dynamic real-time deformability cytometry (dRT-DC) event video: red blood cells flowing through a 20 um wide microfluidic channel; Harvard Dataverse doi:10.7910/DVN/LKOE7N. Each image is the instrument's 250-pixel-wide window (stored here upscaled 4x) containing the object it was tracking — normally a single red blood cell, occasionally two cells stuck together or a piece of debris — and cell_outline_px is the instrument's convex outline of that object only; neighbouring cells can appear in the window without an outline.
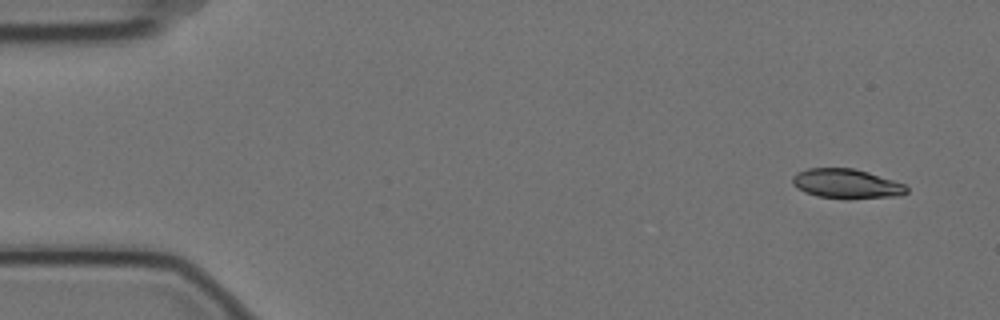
{"species": "Egyptian fruit bat (a non-hibernating species)", "species_latin": "Rousettus aegyptiacus", "temperature_condition": "cold", "stored_images_in_passage": 5, "camera_frame_rate_fps": 3000, "um_per_image_px": 0.085, "animal": {"sex": "female"}, "frame": {"image": 1, "passage_image": 1, "time_ms": 0.0, "image_size_px": [1000, 320], "cell_outline_px": [[908, 192], [900, 196], [848, 200], [816, 196], [804, 192], [796, 188], [792, 184], [792, 176], [796, 172], [808, 168], [852, 168], [868, 172], [904, 184], [908, 188]], "centroid_in_image_um": [71.93, 15.64], "position_along_channel_um": 13.1, "area_um2": 20.06}}
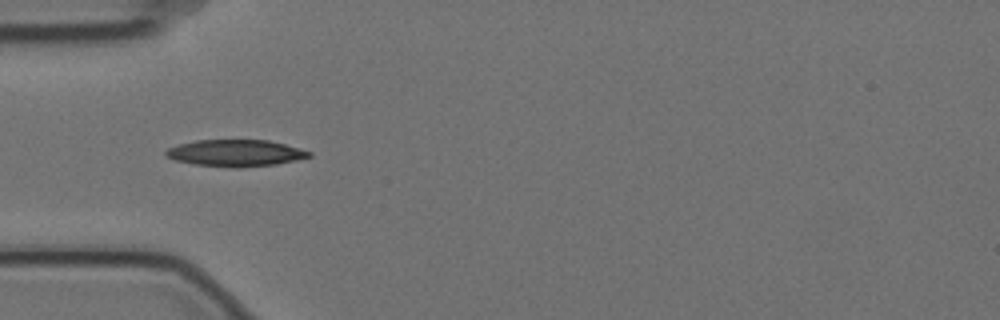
{"frame": {"image": 2, "passage_image": 4, "time_ms": 1.0, "image_size_px": [1000, 320], "cell_outline_px": [[312, 156], [296, 160], [276, 164], [236, 168], [232, 168], [196, 164], [176, 160], [164, 156], [164, 152], [168, 148], [180, 144], [196, 140], [268, 140], [284, 144], [312, 152]], "centroid_in_image_um": [20.01, 13.01], "position_along_channel_um": 65.0, "area_um2": 22.2}}
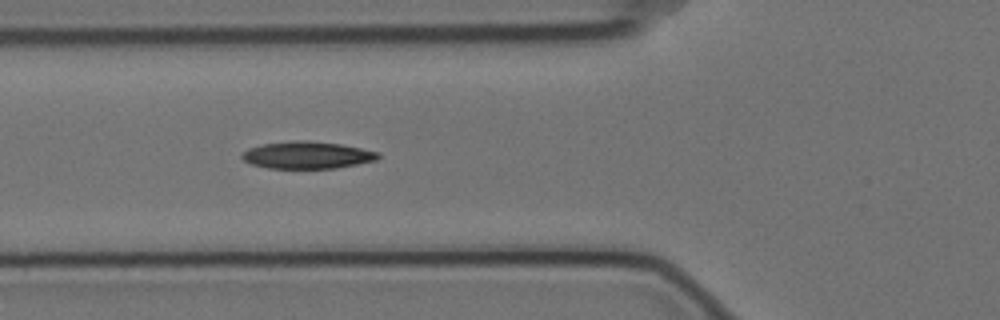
{"frame": {"image": 3, "passage_image": 5, "time_ms": 1.333, "image_size_px": [1000, 320], "cell_outline_px": [[380, 156], [376, 160], [336, 168], [268, 168], [252, 164], [244, 160], [240, 156], [248, 148], [260, 144], [296, 140], [308, 140], [340, 144], [380, 152]], "centroid_in_image_um": [26.1, 13.17], "position_along_channel_um": 99.7, "area_um2": 21.5}}